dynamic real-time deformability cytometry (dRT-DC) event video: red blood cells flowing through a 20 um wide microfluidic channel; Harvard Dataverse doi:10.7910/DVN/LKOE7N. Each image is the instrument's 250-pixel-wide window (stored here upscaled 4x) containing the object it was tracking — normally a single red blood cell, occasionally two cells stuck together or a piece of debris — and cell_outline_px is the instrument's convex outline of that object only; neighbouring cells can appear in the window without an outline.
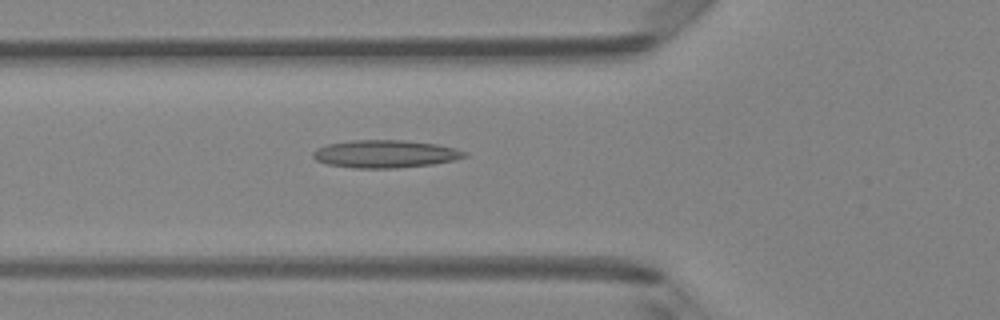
{"species": "Egyptian fruit bat (a non-hibernating species)", "species_latin": "Rousettus aegyptiacus", "temperature_condition": "room temperature", "stored_images_in_passage": 45, "camera_frame_rate_fps": 3000, "um_per_image_px": 0.085, "animal": {"sex": "female"}, "frame": {"image": 1, "passage_image": 14, "time_ms": 4.333, "image_size_px": [1000, 320], "cell_outline_px": [[468, 156], [452, 160], [432, 164], [396, 168], [352, 168], [328, 164], [316, 160], [312, 156], [312, 152], [316, 148], [328, 144], [352, 140], [404, 140], [436, 144], [456, 148], [468, 152]], "centroid_in_image_um": [32.74, 13.08], "position_along_channel_um": 93.1, "area_um2": 24.51}}
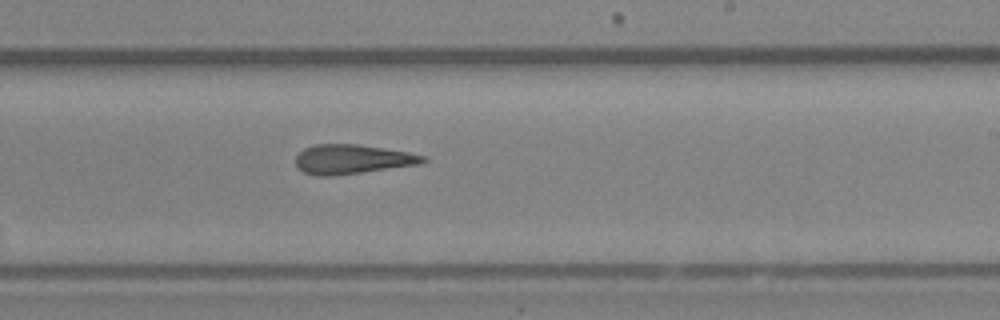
{"frame": {"image": 2, "passage_image": 26, "time_ms": 8.333, "image_size_px": [1000, 320], "cell_outline_px": [[428, 160], [420, 164], [332, 176], [316, 176], [304, 172], [296, 168], [296, 156], [304, 148], [316, 144], [356, 144], [408, 152], [428, 156]], "centroid_in_image_um": [29.93, 13.54], "position_along_channel_um": 259.1, "area_um2": 21.79}}
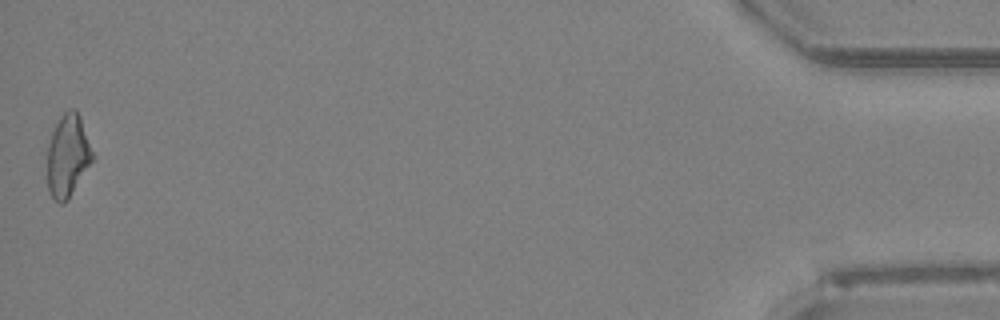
{"frame": {"image": 3, "passage_image": 45, "time_ms": 14.667, "image_size_px": [1000, 320], "cell_outline_px": [[92, 160], [68, 200], [64, 204], [60, 204], [52, 196], [48, 188], [48, 144], [52, 132], [60, 116], [68, 108], [76, 108], [80, 116], [92, 152]], "centroid_in_image_um": [5.74, 13.22], "position_along_channel_um": 429.5, "area_um2": 21.33}, "authors_computed_cell_mechanics": {"area_um2": 22.3108, "velocity_mm_per_s": 4.1689, "shape_relaxation_time_tau1_ms": null, "shape_relaxation_time_tau2_ms": 5.9289, "deformation_change_tau1": null, "deformation_change_tau2": 0.2119}}